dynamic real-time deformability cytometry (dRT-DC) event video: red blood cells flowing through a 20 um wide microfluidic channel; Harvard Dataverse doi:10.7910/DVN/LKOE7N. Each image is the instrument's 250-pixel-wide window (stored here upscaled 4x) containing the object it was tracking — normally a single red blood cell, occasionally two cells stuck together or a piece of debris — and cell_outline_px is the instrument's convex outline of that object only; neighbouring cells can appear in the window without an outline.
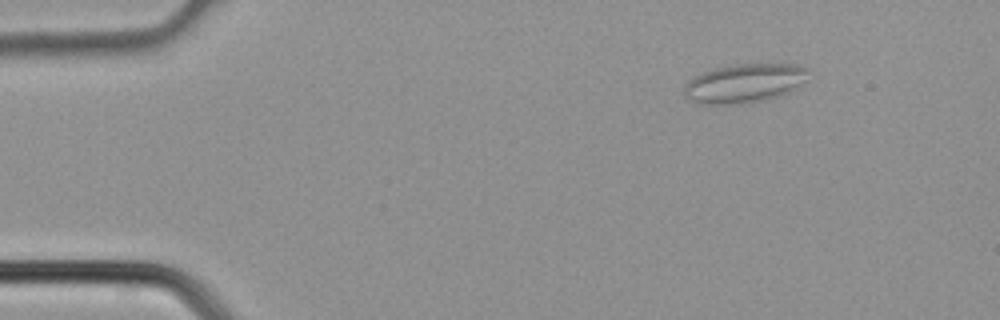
{"species": "common noctule bat (a hibernating species)", "species_latin": "Nyctalus noctula", "temperature_condition": "cold", "stored_images_in_passage": 2, "camera_frame_rate_fps": 3000, "um_per_image_px": 0.085, "animal": {"sex": "male", "body_mass_g": 21.5, "forearm_length_mm": 52.0}, "frame": {"image": 1, "passage_image": 1, "time_ms": 0.0, "image_size_px": [1000, 320], "cell_outline_px": [[808, 68], [804, 80], [788, 92], [764, 100], [740, 104], [700, 104], [688, 100], [684, 96], [684, 84], [688, 80], [704, 72], [716, 68], [736, 64], [784, 60]], "centroid_in_image_um": [63.27, 7.03], "position_along_channel_um": 21.7, "area_um2": 28.78}}